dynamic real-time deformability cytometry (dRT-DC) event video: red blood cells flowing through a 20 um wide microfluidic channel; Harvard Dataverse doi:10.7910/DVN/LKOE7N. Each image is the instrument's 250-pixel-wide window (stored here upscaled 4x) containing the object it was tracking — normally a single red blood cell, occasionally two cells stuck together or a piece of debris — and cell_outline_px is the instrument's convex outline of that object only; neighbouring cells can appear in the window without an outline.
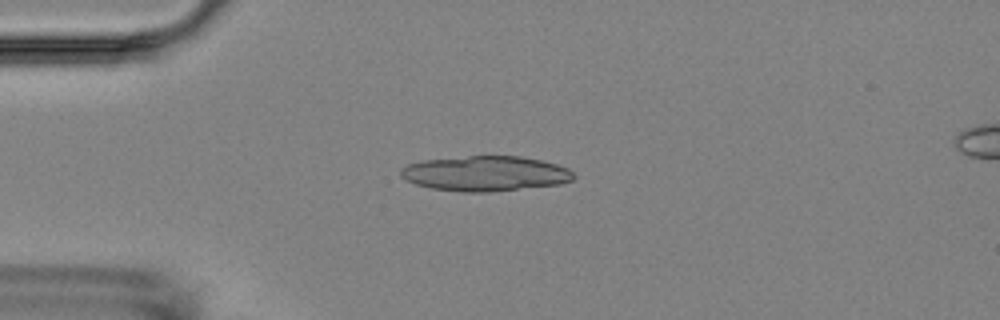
{"species": "Egyptian fruit bat (a non-hibernating species)", "species_latin": "Rousettus aegyptiacus", "temperature_condition": "room temperature", "stored_images_in_passage": 3, "camera_frame_rate_fps": 3000, "um_per_image_px": 0.085, "animal": {"sex": "female"}, "frame": {"image": 1, "passage_image": 1, "time_ms": 0.0, "image_size_px": [1000, 320], "cell_outline_px": [[576, 176], [572, 180], [560, 184], [488, 192], [464, 192], [432, 188], [416, 184], [400, 176], [400, 168], [408, 164], [420, 160], [468, 156], [520, 156], [540, 160], [556, 164], [568, 168]], "centroid_in_image_um": [41.24, 14.74], "position_along_channel_um": 43.8, "area_um2": 35.32}}